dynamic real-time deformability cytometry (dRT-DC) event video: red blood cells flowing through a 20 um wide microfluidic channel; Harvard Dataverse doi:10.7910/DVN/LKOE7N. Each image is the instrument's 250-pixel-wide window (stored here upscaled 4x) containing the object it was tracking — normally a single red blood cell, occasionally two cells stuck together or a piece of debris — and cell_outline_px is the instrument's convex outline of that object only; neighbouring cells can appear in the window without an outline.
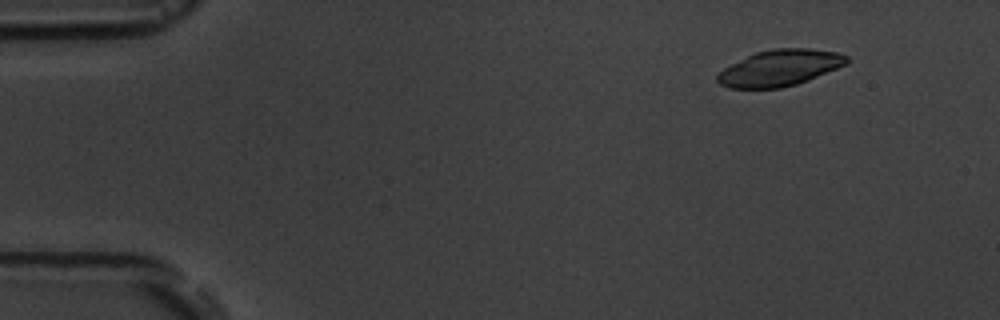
{"species": "common noctule bat (a hibernating species)", "species_latin": "Nyctalus noctula", "temperature_condition": "room temperature", "stored_images_in_passage": 6, "segment_of_instrument_passage": [2, 2], "camera_frame_rate_fps": 3000, "um_per_image_px": 0.085, "animal": {"sex": "male", "body_mass_g": 19.5, "forearm_length_mm": 54.6}, "frame": {"image": 1, "passage_image": 6, "time_ms": 7.667, "image_size_px": [1000, 320], "cell_outline_px": [[848, 64], [808, 80], [796, 84], [780, 88], [728, 88], [720, 84], [716, 80], [716, 76], [724, 68], [756, 52], [772, 48], [808, 48], [836, 52], [848, 56]], "centroid_in_image_um": [66.3, 5.77], "position_along_channel_um": 18.7, "area_um2": 27.17}}